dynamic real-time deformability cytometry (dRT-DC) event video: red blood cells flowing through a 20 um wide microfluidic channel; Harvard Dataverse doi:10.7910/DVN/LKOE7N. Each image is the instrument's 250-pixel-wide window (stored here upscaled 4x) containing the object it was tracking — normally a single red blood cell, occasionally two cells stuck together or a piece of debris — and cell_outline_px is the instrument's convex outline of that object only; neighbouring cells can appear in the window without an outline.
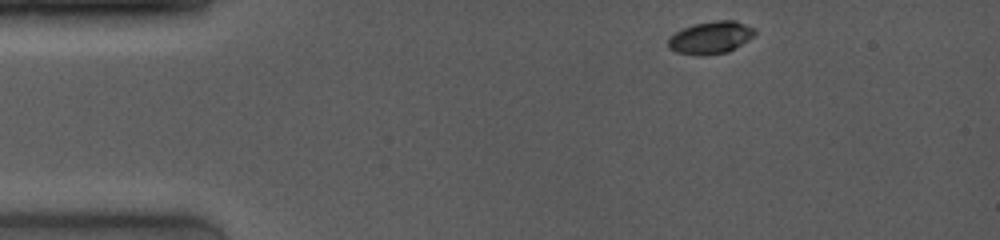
{"species": "common noctule bat (a hibernating species)", "species_latin": "Nyctalus noctula", "temperature_condition": "room temperature", "stored_images_in_passage": 26, "camera_frame_rate_fps": 4000, "um_per_image_px": 0.085, "animal": {"sex": "female", "body_mass_g": 19.0, "forearm_length_mm": 53.3}, "frame": {"image": 1, "passage_image": 1, "time_ms": 0.0, "image_size_px": [1000, 240], "cell_outline_px": [[756, 36], [728, 52], [704, 56], [676, 52], [668, 48], [668, 36], [684, 28], [696, 24], [716, 20], [736, 20], [756, 28]], "centroid_in_image_um": [60.45, 3.19], "position_along_channel_um": 24.6, "area_um2": 16.59}}
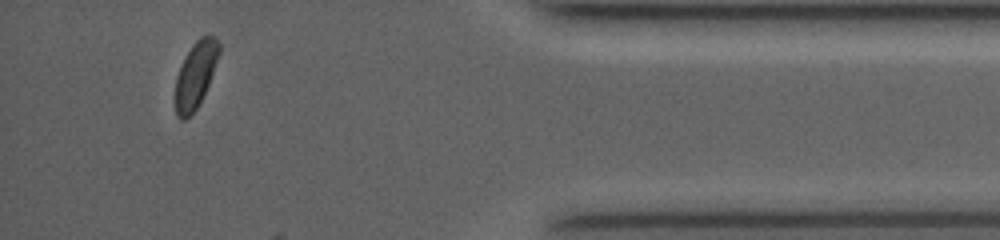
{"frame": {"image": 2, "passage_image": 24, "time_ms": 12.25, "image_size_px": [1000, 240], "cell_outline_px": [[220, 52], [208, 84], [196, 108], [184, 120], [180, 120], [176, 116], [176, 76], [188, 52], [196, 40], [200, 36], [216, 36], [220, 44]], "centroid_in_image_um": [16.63, 6.33], "position_along_channel_um": 418.6, "area_um2": 16.36}}